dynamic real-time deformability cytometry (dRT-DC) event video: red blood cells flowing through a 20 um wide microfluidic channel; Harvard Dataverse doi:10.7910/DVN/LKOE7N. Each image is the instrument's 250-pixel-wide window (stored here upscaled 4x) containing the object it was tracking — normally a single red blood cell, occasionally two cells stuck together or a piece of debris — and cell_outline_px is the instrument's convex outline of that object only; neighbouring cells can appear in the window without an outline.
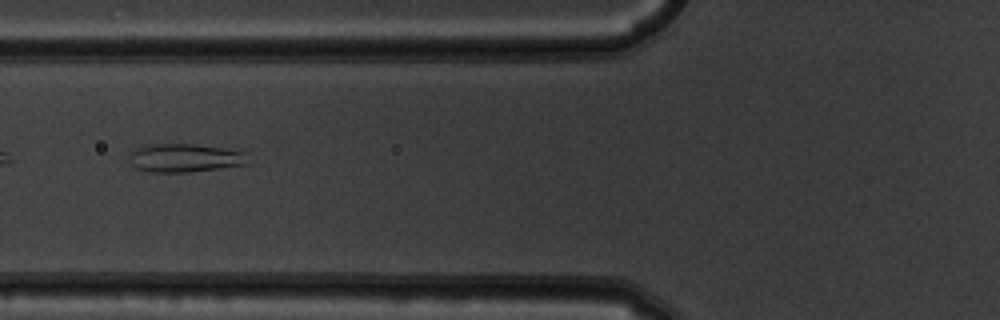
{"species": "common noctule bat (a hibernating species)", "species_latin": "Nyctalus noctula", "temperature_condition": "warm", "stored_images_in_passage": 2, "camera_frame_rate_fps": 3000, "um_per_image_px": 0.085, "animal": {"sex": "male", "body_mass_g": 19.5, "forearm_length_mm": 54.6}, "frame": {"image": 1, "passage_image": 2, "time_ms": 0.333, "image_size_px": [1000, 320], "cell_outline_px": [[252, 164], [188, 172], [148, 172], [136, 168], [132, 164], [128, 156], [136, 148], [152, 144], [192, 144], [220, 148], [244, 152]], "centroid_in_image_um": [15.72, 13.44], "position_along_channel_um": 110.1, "area_um2": 19.59}}